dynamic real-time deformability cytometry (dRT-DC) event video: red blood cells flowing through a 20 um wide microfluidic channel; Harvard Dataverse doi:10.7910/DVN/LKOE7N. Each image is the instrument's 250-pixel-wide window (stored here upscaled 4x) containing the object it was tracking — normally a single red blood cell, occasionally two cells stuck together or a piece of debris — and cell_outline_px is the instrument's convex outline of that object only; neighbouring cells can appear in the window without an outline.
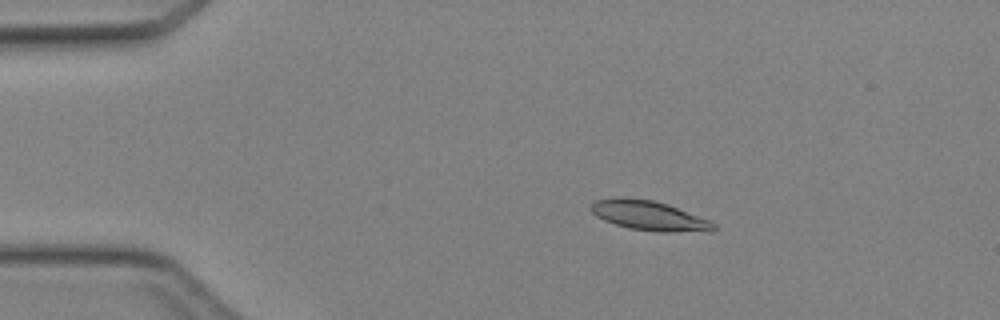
{"species": "Egyptian fruit bat (a non-hibernating species)", "species_latin": "Rousettus aegyptiacus", "temperature_condition": "cold", "stored_images_in_passage": 45, "camera_frame_rate_fps": 3000, "um_per_image_px": 0.085, "animal": {"sex": "female"}, "frame": {"image": 1, "passage_image": 8, "time_ms": 2.333, "image_size_px": [1000, 320], "cell_outline_px": [[716, 228], [712, 232], [656, 232], [628, 228], [604, 220], [596, 216], [588, 208], [596, 200], [612, 196], [624, 196], [652, 200], [712, 220], [716, 224]], "centroid_in_image_um": [55.18, 18.33], "position_along_channel_um": 29.8, "area_um2": 21.56}}
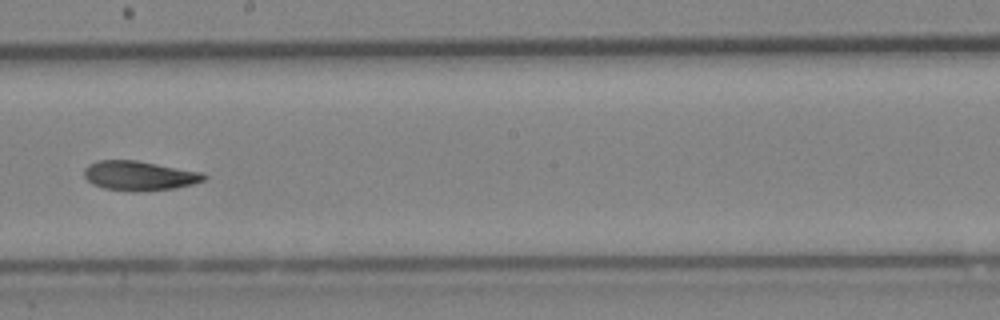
{"frame": {"image": 2, "passage_image": 26, "time_ms": 8.333, "image_size_px": [1000, 320], "cell_outline_px": [[208, 176], [204, 180], [192, 184], [176, 188], [140, 192], [132, 192], [104, 188], [92, 184], [84, 176], [84, 168], [88, 164], [100, 160], [136, 160], [204, 172]], "centroid_in_image_um": [11.86, 14.94], "position_along_channel_um": 236.3, "area_um2": 20.87}}
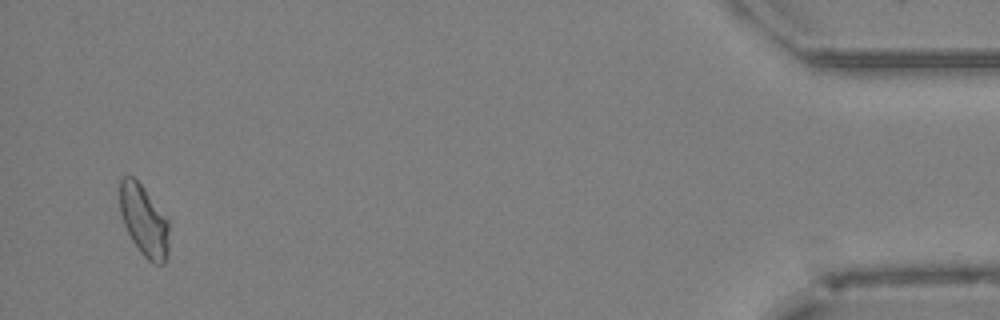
{"frame": {"image": 3, "passage_image": 44, "time_ms": 14.333, "image_size_px": [1000, 320], "cell_outline_px": [[168, 256], [164, 264], [152, 264], [140, 252], [132, 240], [124, 224], [120, 212], [120, 176], [132, 176], [144, 188], [168, 220]], "centroid_in_image_um": [12.23, 18.78], "position_along_channel_um": 423.0, "area_um2": 20.29}}